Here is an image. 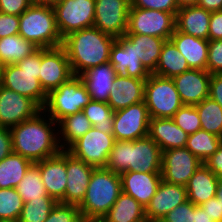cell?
Wrapping results in <instances>:
<instances>
[{"label":"cell","mask_w":222,"mask_h":222,"mask_svg":"<svg viewBox=\"0 0 222 222\" xmlns=\"http://www.w3.org/2000/svg\"><path fill=\"white\" fill-rule=\"evenodd\" d=\"M47 117L41 110L31 119L10 128L14 153L36 163L55 156L62 150L55 130L58 128L57 122L50 116Z\"/></svg>","instance_id":"6da1fadb"},{"label":"cell","mask_w":222,"mask_h":222,"mask_svg":"<svg viewBox=\"0 0 222 222\" xmlns=\"http://www.w3.org/2000/svg\"><path fill=\"white\" fill-rule=\"evenodd\" d=\"M114 36L101 32L96 27L75 31L63 38L73 75L80 76L89 68L109 62Z\"/></svg>","instance_id":"7a4b0ae2"},{"label":"cell","mask_w":222,"mask_h":222,"mask_svg":"<svg viewBox=\"0 0 222 222\" xmlns=\"http://www.w3.org/2000/svg\"><path fill=\"white\" fill-rule=\"evenodd\" d=\"M105 169L118 174L125 171L161 173L162 150L149 136L134 141H115Z\"/></svg>","instance_id":"3957f363"},{"label":"cell","mask_w":222,"mask_h":222,"mask_svg":"<svg viewBox=\"0 0 222 222\" xmlns=\"http://www.w3.org/2000/svg\"><path fill=\"white\" fill-rule=\"evenodd\" d=\"M122 193L121 176L105 168H95L82 203L78 206L83 220H98L108 213Z\"/></svg>","instance_id":"277c9868"},{"label":"cell","mask_w":222,"mask_h":222,"mask_svg":"<svg viewBox=\"0 0 222 222\" xmlns=\"http://www.w3.org/2000/svg\"><path fill=\"white\" fill-rule=\"evenodd\" d=\"M41 48L17 64H8L1 69V86L33 100L41 109L47 93L39 81Z\"/></svg>","instance_id":"5b68a950"},{"label":"cell","mask_w":222,"mask_h":222,"mask_svg":"<svg viewBox=\"0 0 222 222\" xmlns=\"http://www.w3.org/2000/svg\"><path fill=\"white\" fill-rule=\"evenodd\" d=\"M19 35L38 48H55L63 42L54 8L34 3L19 16Z\"/></svg>","instance_id":"8992f818"},{"label":"cell","mask_w":222,"mask_h":222,"mask_svg":"<svg viewBox=\"0 0 222 222\" xmlns=\"http://www.w3.org/2000/svg\"><path fill=\"white\" fill-rule=\"evenodd\" d=\"M91 101L86 86L80 76H72L67 82L47 94L42 110L55 122L81 112Z\"/></svg>","instance_id":"52a82bcc"},{"label":"cell","mask_w":222,"mask_h":222,"mask_svg":"<svg viewBox=\"0 0 222 222\" xmlns=\"http://www.w3.org/2000/svg\"><path fill=\"white\" fill-rule=\"evenodd\" d=\"M144 102L150 118H173L183 106L173 79L153 73L145 81Z\"/></svg>","instance_id":"ba28073f"},{"label":"cell","mask_w":222,"mask_h":222,"mask_svg":"<svg viewBox=\"0 0 222 222\" xmlns=\"http://www.w3.org/2000/svg\"><path fill=\"white\" fill-rule=\"evenodd\" d=\"M175 26L176 13L130 7L126 34L150 35L167 41Z\"/></svg>","instance_id":"9c48e42d"},{"label":"cell","mask_w":222,"mask_h":222,"mask_svg":"<svg viewBox=\"0 0 222 222\" xmlns=\"http://www.w3.org/2000/svg\"><path fill=\"white\" fill-rule=\"evenodd\" d=\"M115 141L113 134L92 127L75 141L67 151L88 165L95 168H105Z\"/></svg>","instance_id":"30bf717a"},{"label":"cell","mask_w":222,"mask_h":222,"mask_svg":"<svg viewBox=\"0 0 222 222\" xmlns=\"http://www.w3.org/2000/svg\"><path fill=\"white\" fill-rule=\"evenodd\" d=\"M53 8L62 39L72 32L94 26L95 0H61Z\"/></svg>","instance_id":"8fae6325"},{"label":"cell","mask_w":222,"mask_h":222,"mask_svg":"<svg viewBox=\"0 0 222 222\" xmlns=\"http://www.w3.org/2000/svg\"><path fill=\"white\" fill-rule=\"evenodd\" d=\"M150 116L145 102L114 111L113 136L116 141L144 138L148 136Z\"/></svg>","instance_id":"7c38bea8"},{"label":"cell","mask_w":222,"mask_h":222,"mask_svg":"<svg viewBox=\"0 0 222 222\" xmlns=\"http://www.w3.org/2000/svg\"><path fill=\"white\" fill-rule=\"evenodd\" d=\"M202 164L203 162L186 147L162 151V180L186 186L191 176Z\"/></svg>","instance_id":"4fadbf2b"},{"label":"cell","mask_w":222,"mask_h":222,"mask_svg":"<svg viewBox=\"0 0 222 222\" xmlns=\"http://www.w3.org/2000/svg\"><path fill=\"white\" fill-rule=\"evenodd\" d=\"M130 0H95L94 27L115 38L126 34Z\"/></svg>","instance_id":"5bb4252c"},{"label":"cell","mask_w":222,"mask_h":222,"mask_svg":"<svg viewBox=\"0 0 222 222\" xmlns=\"http://www.w3.org/2000/svg\"><path fill=\"white\" fill-rule=\"evenodd\" d=\"M73 75L70 62L62 46L41 48V69L39 81L48 94L67 82Z\"/></svg>","instance_id":"9a60e30c"},{"label":"cell","mask_w":222,"mask_h":222,"mask_svg":"<svg viewBox=\"0 0 222 222\" xmlns=\"http://www.w3.org/2000/svg\"><path fill=\"white\" fill-rule=\"evenodd\" d=\"M42 109L30 98L0 86V126L11 128Z\"/></svg>","instance_id":"2e32d148"},{"label":"cell","mask_w":222,"mask_h":222,"mask_svg":"<svg viewBox=\"0 0 222 222\" xmlns=\"http://www.w3.org/2000/svg\"><path fill=\"white\" fill-rule=\"evenodd\" d=\"M94 169L95 167L74 157L66 150L67 185L64 197L59 202L79 206L85 197L89 180Z\"/></svg>","instance_id":"e0dca14e"},{"label":"cell","mask_w":222,"mask_h":222,"mask_svg":"<svg viewBox=\"0 0 222 222\" xmlns=\"http://www.w3.org/2000/svg\"><path fill=\"white\" fill-rule=\"evenodd\" d=\"M186 201H188V195L185 186L167 183L162 180L155 195L145 208L146 219L160 222L167 213Z\"/></svg>","instance_id":"ac0fdd59"},{"label":"cell","mask_w":222,"mask_h":222,"mask_svg":"<svg viewBox=\"0 0 222 222\" xmlns=\"http://www.w3.org/2000/svg\"><path fill=\"white\" fill-rule=\"evenodd\" d=\"M211 74L206 70L190 69L173 77L183 105H197L209 97Z\"/></svg>","instance_id":"d6986e66"},{"label":"cell","mask_w":222,"mask_h":222,"mask_svg":"<svg viewBox=\"0 0 222 222\" xmlns=\"http://www.w3.org/2000/svg\"><path fill=\"white\" fill-rule=\"evenodd\" d=\"M109 62L113 65L116 75L147 80L150 72L143 66L140 58L133 52L132 43L123 35L112 45Z\"/></svg>","instance_id":"ffe728a7"},{"label":"cell","mask_w":222,"mask_h":222,"mask_svg":"<svg viewBox=\"0 0 222 222\" xmlns=\"http://www.w3.org/2000/svg\"><path fill=\"white\" fill-rule=\"evenodd\" d=\"M39 167L41 179L49 196L58 202L64 197L67 185L66 150L35 163Z\"/></svg>","instance_id":"44dd1931"},{"label":"cell","mask_w":222,"mask_h":222,"mask_svg":"<svg viewBox=\"0 0 222 222\" xmlns=\"http://www.w3.org/2000/svg\"><path fill=\"white\" fill-rule=\"evenodd\" d=\"M120 176L122 192L132 196L145 208L150 203L162 181L161 173L125 171Z\"/></svg>","instance_id":"7402d4cb"},{"label":"cell","mask_w":222,"mask_h":222,"mask_svg":"<svg viewBox=\"0 0 222 222\" xmlns=\"http://www.w3.org/2000/svg\"><path fill=\"white\" fill-rule=\"evenodd\" d=\"M145 81L127 75H116L107 104L113 111H118L143 102Z\"/></svg>","instance_id":"603a6c76"},{"label":"cell","mask_w":222,"mask_h":222,"mask_svg":"<svg viewBox=\"0 0 222 222\" xmlns=\"http://www.w3.org/2000/svg\"><path fill=\"white\" fill-rule=\"evenodd\" d=\"M169 40L185 57L190 69L207 71L209 40L197 38L176 29Z\"/></svg>","instance_id":"cb8c5ba5"},{"label":"cell","mask_w":222,"mask_h":222,"mask_svg":"<svg viewBox=\"0 0 222 222\" xmlns=\"http://www.w3.org/2000/svg\"><path fill=\"white\" fill-rule=\"evenodd\" d=\"M80 77L91 96V100L108 102L113 81L116 77V71L110 62L89 68Z\"/></svg>","instance_id":"d4e9b609"},{"label":"cell","mask_w":222,"mask_h":222,"mask_svg":"<svg viewBox=\"0 0 222 222\" xmlns=\"http://www.w3.org/2000/svg\"><path fill=\"white\" fill-rule=\"evenodd\" d=\"M148 136L162 151L185 147L188 139V134L173 118H150Z\"/></svg>","instance_id":"484cf974"},{"label":"cell","mask_w":222,"mask_h":222,"mask_svg":"<svg viewBox=\"0 0 222 222\" xmlns=\"http://www.w3.org/2000/svg\"><path fill=\"white\" fill-rule=\"evenodd\" d=\"M210 18L211 12L198 5L184 7L176 13L175 29L197 38L209 40Z\"/></svg>","instance_id":"4316f807"},{"label":"cell","mask_w":222,"mask_h":222,"mask_svg":"<svg viewBox=\"0 0 222 222\" xmlns=\"http://www.w3.org/2000/svg\"><path fill=\"white\" fill-rule=\"evenodd\" d=\"M218 177L203 163L186 184L188 200L200 206L216 196Z\"/></svg>","instance_id":"83f0119b"},{"label":"cell","mask_w":222,"mask_h":222,"mask_svg":"<svg viewBox=\"0 0 222 222\" xmlns=\"http://www.w3.org/2000/svg\"><path fill=\"white\" fill-rule=\"evenodd\" d=\"M124 36L132 43L133 52L136 57L140 58L143 66L153 73L157 68L161 49L166 40L142 34H125Z\"/></svg>","instance_id":"f1b7e54d"},{"label":"cell","mask_w":222,"mask_h":222,"mask_svg":"<svg viewBox=\"0 0 222 222\" xmlns=\"http://www.w3.org/2000/svg\"><path fill=\"white\" fill-rule=\"evenodd\" d=\"M145 219V207L122 192L101 222H140Z\"/></svg>","instance_id":"f546056e"},{"label":"cell","mask_w":222,"mask_h":222,"mask_svg":"<svg viewBox=\"0 0 222 222\" xmlns=\"http://www.w3.org/2000/svg\"><path fill=\"white\" fill-rule=\"evenodd\" d=\"M58 138L62 150H67L93 126L83 111L66 116L57 122ZM60 127V128H59Z\"/></svg>","instance_id":"4dcf8cb0"},{"label":"cell","mask_w":222,"mask_h":222,"mask_svg":"<svg viewBox=\"0 0 222 222\" xmlns=\"http://www.w3.org/2000/svg\"><path fill=\"white\" fill-rule=\"evenodd\" d=\"M188 70H190V68L185 57L170 40L165 41L161 49L157 68L153 74L173 78Z\"/></svg>","instance_id":"1f68e13d"},{"label":"cell","mask_w":222,"mask_h":222,"mask_svg":"<svg viewBox=\"0 0 222 222\" xmlns=\"http://www.w3.org/2000/svg\"><path fill=\"white\" fill-rule=\"evenodd\" d=\"M39 48L19 34L0 39V65L17 64Z\"/></svg>","instance_id":"d6a6232c"},{"label":"cell","mask_w":222,"mask_h":222,"mask_svg":"<svg viewBox=\"0 0 222 222\" xmlns=\"http://www.w3.org/2000/svg\"><path fill=\"white\" fill-rule=\"evenodd\" d=\"M32 164L12 151L0 161V188H16Z\"/></svg>","instance_id":"836d02e7"},{"label":"cell","mask_w":222,"mask_h":222,"mask_svg":"<svg viewBox=\"0 0 222 222\" xmlns=\"http://www.w3.org/2000/svg\"><path fill=\"white\" fill-rule=\"evenodd\" d=\"M201 129L222 138V107L210 97L195 105Z\"/></svg>","instance_id":"e575fe53"},{"label":"cell","mask_w":222,"mask_h":222,"mask_svg":"<svg viewBox=\"0 0 222 222\" xmlns=\"http://www.w3.org/2000/svg\"><path fill=\"white\" fill-rule=\"evenodd\" d=\"M221 142L222 138L200 129L188 135L185 147L204 162L214 154Z\"/></svg>","instance_id":"d590c367"},{"label":"cell","mask_w":222,"mask_h":222,"mask_svg":"<svg viewBox=\"0 0 222 222\" xmlns=\"http://www.w3.org/2000/svg\"><path fill=\"white\" fill-rule=\"evenodd\" d=\"M58 201L51 196H40L24 203L17 222H44Z\"/></svg>","instance_id":"8d00e7d4"},{"label":"cell","mask_w":222,"mask_h":222,"mask_svg":"<svg viewBox=\"0 0 222 222\" xmlns=\"http://www.w3.org/2000/svg\"><path fill=\"white\" fill-rule=\"evenodd\" d=\"M17 193L25 202L31 199L40 198V196H49L41 179L39 167L33 163L22 180L16 186Z\"/></svg>","instance_id":"74e56055"},{"label":"cell","mask_w":222,"mask_h":222,"mask_svg":"<svg viewBox=\"0 0 222 222\" xmlns=\"http://www.w3.org/2000/svg\"><path fill=\"white\" fill-rule=\"evenodd\" d=\"M82 111L93 127L105 133H113L114 111L107 103L91 100Z\"/></svg>","instance_id":"f35d334b"},{"label":"cell","mask_w":222,"mask_h":222,"mask_svg":"<svg viewBox=\"0 0 222 222\" xmlns=\"http://www.w3.org/2000/svg\"><path fill=\"white\" fill-rule=\"evenodd\" d=\"M23 206L16 188H0V221L17 222Z\"/></svg>","instance_id":"ab89813d"},{"label":"cell","mask_w":222,"mask_h":222,"mask_svg":"<svg viewBox=\"0 0 222 222\" xmlns=\"http://www.w3.org/2000/svg\"><path fill=\"white\" fill-rule=\"evenodd\" d=\"M174 122L188 135L201 129V122L194 105H183L173 116Z\"/></svg>","instance_id":"60d3db41"},{"label":"cell","mask_w":222,"mask_h":222,"mask_svg":"<svg viewBox=\"0 0 222 222\" xmlns=\"http://www.w3.org/2000/svg\"><path fill=\"white\" fill-rule=\"evenodd\" d=\"M80 209L77 205L58 202L44 222H82Z\"/></svg>","instance_id":"b9f144b4"},{"label":"cell","mask_w":222,"mask_h":222,"mask_svg":"<svg viewBox=\"0 0 222 222\" xmlns=\"http://www.w3.org/2000/svg\"><path fill=\"white\" fill-rule=\"evenodd\" d=\"M194 219L195 205L188 200L167 213L160 222H194Z\"/></svg>","instance_id":"7bdbcfd3"},{"label":"cell","mask_w":222,"mask_h":222,"mask_svg":"<svg viewBox=\"0 0 222 222\" xmlns=\"http://www.w3.org/2000/svg\"><path fill=\"white\" fill-rule=\"evenodd\" d=\"M207 72L210 74L222 73V39L209 41Z\"/></svg>","instance_id":"ee69618b"},{"label":"cell","mask_w":222,"mask_h":222,"mask_svg":"<svg viewBox=\"0 0 222 222\" xmlns=\"http://www.w3.org/2000/svg\"><path fill=\"white\" fill-rule=\"evenodd\" d=\"M131 6L142 9H153L168 13H177L179 8L174 0H130Z\"/></svg>","instance_id":"f6af8a7d"},{"label":"cell","mask_w":222,"mask_h":222,"mask_svg":"<svg viewBox=\"0 0 222 222\" xmlns=\"http://www.w3.org/2000/svg\"><path fill=\"white\" fill-rule=\"evenodd\" d=\"M19 34V16L0 12V39Z\"/></svg>","instance_id":"bcb514c9"},{"label":"cell","mask_w":222,"mask_h":222,"mask_svg":"<svg viewBox=\"0 0 222 222\" xmlns=\"http://www.w3.org/2000/svg\"><path fill=\"white\" fill-rule=\"evenodd\" d=\"M33 4V0H0V12L20 16Z\"/></svg>","instance_id":"7dc6e473"},{"label":"cell","mask_w":222,"mask_h":222,"mask_svg":"<svg viewBox=\"0 0 222 222\" xmlns=\"http://www.w3.org/2000/svg\"><path fill=\"white\" fill-rule=\"evenodd\" d=\"M222 39V10L211 12L209 41Z\"/></svg>","instance_id":"c3c4849f"},{"label":"cell","mask_w":222,"mask_h":222,"mask_svg":"<svg viewBox=\"0 0 222 222\" xmlns=\"http://www.w3.org/2000/svg\"><path fill=\"white\" fill-rule=\"evenodd\" d=\"M218 178H222V142L217 150L203 162Z\"/></svg>","instance_id":"681fc988"},{"label":"cell","mask_w":222,"mask_h":222,"mask_svg":"<svg viewBox=\"0 0 222 222\" xmlns=\"http://www.w3.org/2000/svg\"><path fill=\"white\" fill-rule=\"evenodd\" d=\"M209 97L222 107V74H211Z\"/></svg>","instance_id":"f907efd6"},{"label":"cell","mask_w":222,"mask_h":222,"mask_svg":"<svg viewBox=\"0 0 222 222\" xmlns=\"http://www.w3.org/2000/svg\"><path fill=\"white\" fill-rule=\"evenodd\" d=\"M12 152L10 128L0 126V161Z\"/></svg>","instance_id":"816d5d0a"},{"label":"cell","mask_w":222,"mask_h":222,"mask_svg":"<svg viewBox=\"0 0 222 222\" xmlns=\"http://www.w3.org/2000/svg\"><path fill=\"white\" fill-rule=\"evenodd\" d=\"M200 206L204 208L205 212L214 222H222L220 201L216 198V196L212 197Z\"/></svg>","instance_id":"f5cc1de1"},{"label":"cell","mask_w":222,"mask_h":222,"mask_svg":"<svg viewBox=\"0 0 222 222\" xmlns=\"http://www.w3.org/2000/svg\"><path fill=\"white\" fill-rule=\"evenodd\" d=\"M197 5L210 12L222 10V0H198Z\"/></svg>","instance_id":"db71d44e"},{"label":"cell","mask_w":222,"mask_h":222,"mask_svg":"<svg viewBox=\"0 0 222 222\" xmlns=\"http://www.w3.org/2000/svg\"><path fill=\"white\" fill-rule=\"evenodd\" d=\"M194 222H214L211 217L205 212L204 208L195 205Z\"/></svg>","instance_id":"11a10c76"},{"label":"cell","mask_w":222,"mask_h":222,"mask_svg":"<svg viewBox=\"0 0 222 222\" xmlns=\"http://www.w3.org/2000/svg\"><path fill=\"white\" fill-rule=\"evenodd\" d=\"M174 1L179 9L184 7L195 6L198 4V0H174Z\"/></svg>","instance_id":"9f6ffc18"},{"label":"cell","mask_w":222,"mask_h":222,"mask_svg":"<svg viewBox=\"0 0 222 222\" xmlns=\"http://www.w3.org/2000/svg\"><path fill=\"white\" fill-rule=\"evenodd\" d=\"M60 1L61 0H33V3L38 5H46L54 7Z\"/></svg>","instance_id":"6f0895ef"},{"label":"cell","mask_w":222,"mask_h":222,"mask_svg":"<svg viewBox=\"0 0 222 222\" xmlns=\"http://www.w3.org/2000/svg\"><path fill=\"white\" fill-rule=\"evenodd\" d=\"M216 198L220 201L221 213H222V178H218Z\"/></svg>","instance_id":"680465c9"},{"label":"cell","mask_w":222,"mask_h":222,"mask_svg":"<svg viewBox=\"0 0 222 222\" xmlns=\"http://www.w3.org/2000/svg\"><path fill=\"white\" fill-rule=\"evenodd\" d=\"M82 222H101V221H98V220H83Z\"/></svg>","instance_id":"91938a15"},{"label":"cell","mask_w":222,"mask_h":222,"mask_svg":"<svg viewBox=\"0 0 222 222\" xmlns=\"http://www.w3.org/2000/svg\"><path fill=\"white\" fill-rule=\"evenodd\" d=\"M1 69H2V66L0 65V86H1Z\"/></svg>","instance_id":"94428289"},{"label":"cell","mask_w":222,"mask_h":222,"mask_svg":"<svg viewBox=\"0 0 222 222\" xmlns=\"http://www.w3.org/2000/svg\"><path fill=\"white\" fill-rule=\"evenodd\" d=\"M140 222H153V221H150L149 219H145V220L140 221Z\"/></svg>","instance_id":"6125c7cd"}]
</instances>
